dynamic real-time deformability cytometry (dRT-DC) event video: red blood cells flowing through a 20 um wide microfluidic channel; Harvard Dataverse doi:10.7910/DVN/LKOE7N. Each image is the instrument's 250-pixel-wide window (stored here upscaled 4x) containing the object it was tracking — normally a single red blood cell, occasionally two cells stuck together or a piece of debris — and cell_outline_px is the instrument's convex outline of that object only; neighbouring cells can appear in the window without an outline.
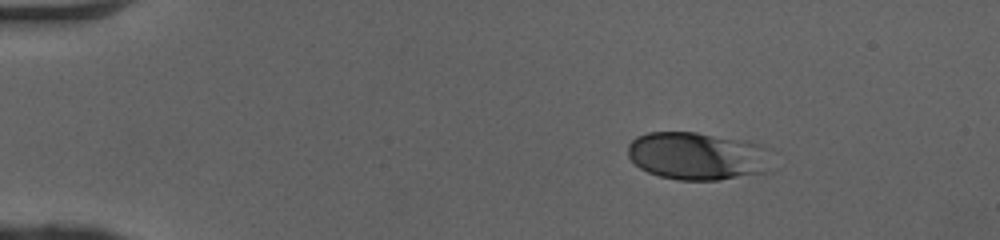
{"species": "human", "species_latin": "Homo sapiens", "temperature_condition": "cold", "stored_images_in_passage": 43, "camera_frame_rate_fps": 3000, "um_per_image_px": 0.085, "donor": {"sex": "female"}, "frame": {"image": 1, "passage_image": 1, "time_ms": 0.0, "image_size_px": [1000, 240], "cell_outline_px": [[776, 168], [772, 172], [716, 180], [676, 180], [660, 176], [648, 172], [640, 168], [628, 156], [628, 144], [636, 136], [648, 132], [696, 132], [748, 140], [772, 148]], "centroid_in_image_um": [59.45, 13.26], "position_along_channel_um": 25.5, "area_um2": 41.56}}
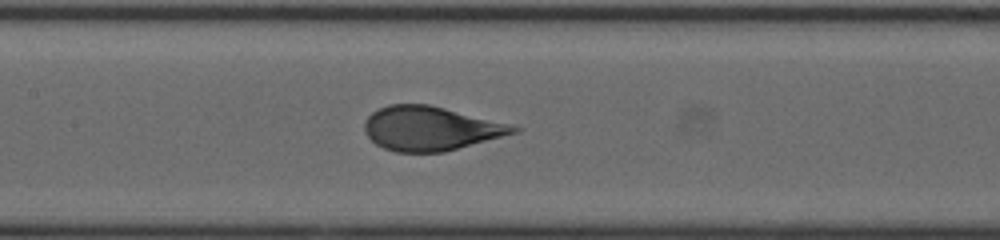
{"frame": {"image": 2, "passage_image": 18, "time_ms": 5.667, "image_size_px": [1000, 240], "cell_outline_px": [[520, 132], [444, 152], [396, 152], [384, 148], [376, 144], [364, 132], [364, 120], [372, 112], [388, 104], [428, 104], [508, 124], [520, 128]], "centroid_in_image_um": [36.56, 10.93], "position_along_channel_um": 170.8, "area_um2": 38.03}}
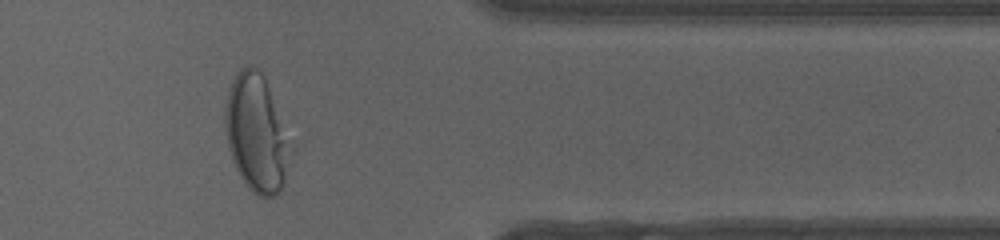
{"frame": {"image": 3, "passage_image": 35, "time_ms": 11.333, "image_size_px": [1000, 240], "cell_outline_px": [[300, 144], [280, 192], [276, 196], [260, 196], [248, 188], [236, 168], [232, 160], [228, 148], [224, 128], [224, 112], [228, 92], [232, 80], [236, 72], [240, 68], [248, 64], [256, 68], [264, 76]], "centroid_in_image_um": [21.95, 11.32], "position_along_channel_um": 389.4, "area_um2": 47.74}, "authors_computed_cell_mechanics": {"area_um2": 38.726, "velocity_mm_per_s": 4.0856, "shape_relaxation_time_tau1_ms": 3.8461, "shape_relaxation_time_tau2_ms": null, "deformation_change_tau1": 0.1777, "deformation_change_tau2": null}}